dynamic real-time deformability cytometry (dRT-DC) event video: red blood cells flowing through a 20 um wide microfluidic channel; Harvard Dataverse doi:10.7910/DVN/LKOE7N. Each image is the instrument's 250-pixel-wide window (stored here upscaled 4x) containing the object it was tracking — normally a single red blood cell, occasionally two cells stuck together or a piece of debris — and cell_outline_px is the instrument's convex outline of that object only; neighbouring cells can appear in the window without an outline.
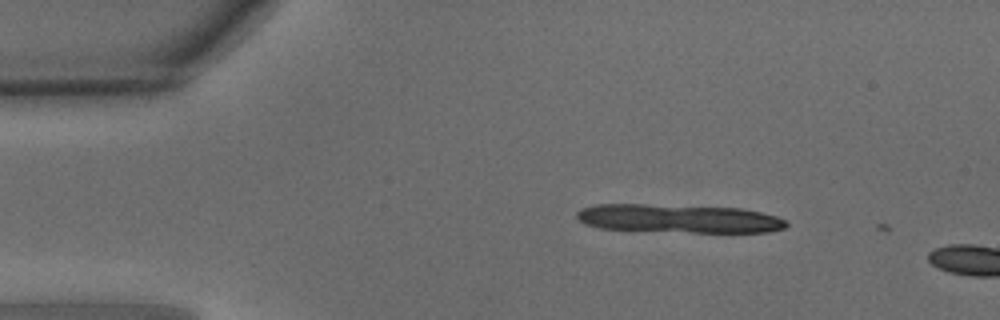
{"species": "common noctule bat (a hibernating species)", "species_latin": "Nyctalus noctula", "temperature_condition": "warm", "stored_images_in_passage": 4, "camera_frame_rate_fps": 3000, "um_per_image_px": 0.085, "animal": {"sex": "male", "body_mass_g": 15.6}, "frame": {"image": 1, "passage_image": 3, "time_ms": 0.667, "image_size_px": [1000, 320], "cell_outline_px": [[788, 224], [784, 228], [768, 232], [692, 232], [600, 228], [584, 224], [576, 216], [576, 212], [580, 208], [596, 204], [644, 204], [740, 208], [760, 212], [776, 216], [788, 220]], "centroid_in_image_um": [57.69, 18.57], "position_along_channel_um": 27.3, "area_um2": 34.74}}